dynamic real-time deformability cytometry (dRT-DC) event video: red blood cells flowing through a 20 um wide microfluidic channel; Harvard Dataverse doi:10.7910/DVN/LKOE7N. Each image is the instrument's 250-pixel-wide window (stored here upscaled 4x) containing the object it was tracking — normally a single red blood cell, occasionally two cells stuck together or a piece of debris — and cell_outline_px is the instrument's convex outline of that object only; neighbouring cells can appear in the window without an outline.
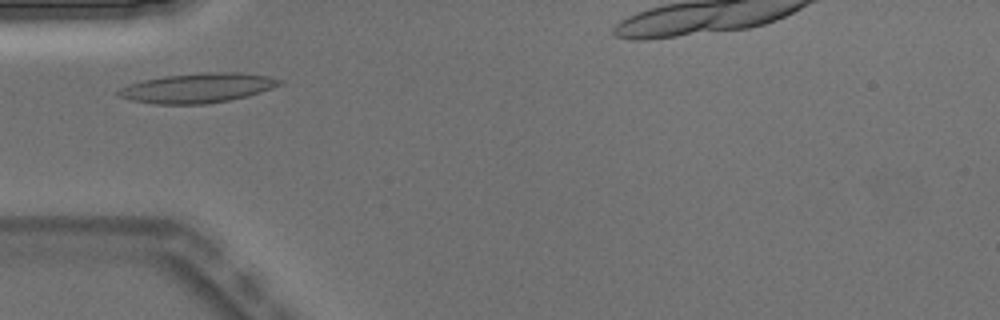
{"species": "Egyptian fruit bat (a non-hibernating species)", "species_latin": "Rousettus aegyptiacus", "temperature_condition": "warm", "stored_images_in_passage": 3, "camera_frame_rate_fps": 3000, "um_per_image_px": 0.085, "animal": {"sex": "male"}, "frame": {"image": 1, "passage_image": 2, "time_ms": 0.333, "image_size_px": [1000, 320], "cell_outline_px": [[284, 80], [280, 84], [272, 88], [248, 96], [232, 100], [204, 104], [152, 104], [132, 100], [116, 96], [116, 92], [120, 88], [128, 84], [144, 80], [164, 76], [204, 72], [240, 72], [268, 76]], "centroid_in_image_um": [16.79, 7.48], "position_along_channel_um": 68.2, "area_um2": 27.98}}